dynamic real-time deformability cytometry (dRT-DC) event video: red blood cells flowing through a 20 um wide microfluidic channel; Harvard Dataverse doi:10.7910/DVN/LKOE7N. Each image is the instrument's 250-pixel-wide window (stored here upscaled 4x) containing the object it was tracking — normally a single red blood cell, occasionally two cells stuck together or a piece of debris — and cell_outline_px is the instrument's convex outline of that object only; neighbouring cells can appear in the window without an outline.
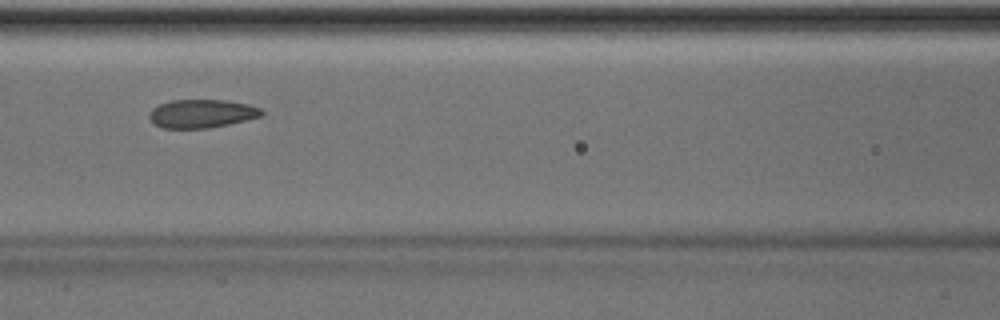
{"species": "Egyptian fruit bat (a non-hibernating species)", "species_latin": "Rousettus aegyptiacus", "temperature_condition": "room temperature", "stored_images_in_passage": 32, "camera_frame_rate_fps": 3000, "um_per_image_px": 0.085, "animal": {"sex": "male"}, "frame": {"image": 1, "passage_image": 8, "time_ms": 2.333, "image_size_px": [1000, 320], "cell_outline_px": [[264, 116], [228, 124], [208, 128], [160, 128], [152, 124], [148, 116], [152, 108], [160, 104], [172, 100], [224, 100], [248, 104], [260, 108], [264, 112]], "centroid_in_image_um": [17.13, 9.66], "position_along_channel_um": 149.5, "area_um2": 18.73}, "authors_computed_cell_mechanics": {"area_um2": 18.6983, "velocity_mm_per_s": 4.0187, "shape_relaxation_time_tau1_ms": 10.5484, "shape_relaxation_time_tau2_ms": 2.0686, "deformation_change_tau1": 0.1559, "deformation_change_tau2": 0.0518}}